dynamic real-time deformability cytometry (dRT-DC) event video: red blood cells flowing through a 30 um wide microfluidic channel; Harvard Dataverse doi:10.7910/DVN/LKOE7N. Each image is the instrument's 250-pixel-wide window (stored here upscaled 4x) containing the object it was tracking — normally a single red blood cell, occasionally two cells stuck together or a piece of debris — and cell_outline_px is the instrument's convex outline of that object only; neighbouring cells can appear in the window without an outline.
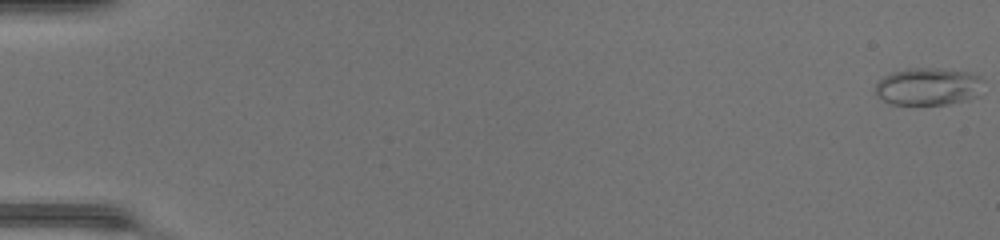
{"species": "common noctule bat (a hibernating species)", "species_latin": "Nyctalus noctula", "temperature_condition": "warm", "stored_images_in_passage": 49, "camera_frame_rate_fps": 3000, "um_per_image_px": 0.085, "animal": {"sex": "female", "body_mass_g": 17.0, "forearm_length_mm": 48.0}, "frame": {"image": 1, "passage_image": 1, "time_ms": 0.0, "image_size_px": [1000, 240], "cell_outline_px": [[980, 76], [968, 96], [960, 100], [948, 104], [892, 104], [884, 100], [876, 92], [876, 84], [884, 76], [892, 72], [916, 68], [920, 68], [964, 72]], "centroid_in_image_um": [78.68, 7.35], "position_along_channel_um": 6.3, "area_um2": 21.68}}
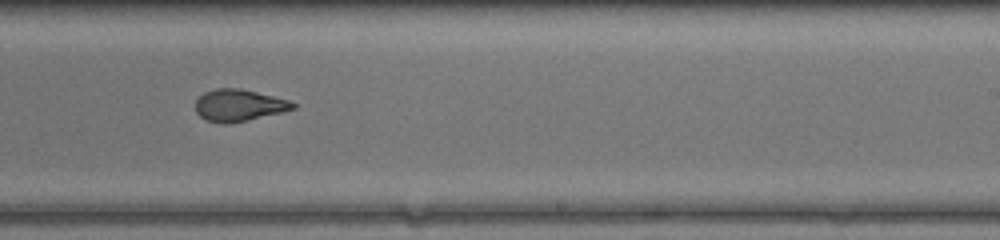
{"frame": {"image": 2, "passage_image": 32, "time_ms": 10.333, "image_size_px": [1000, 240], "cell_outline_px": [[296, 108], [248, 120], [224, 124], [208, 120], [200, 116], [196, 112], [196, 100], [204, 92], [216, 88], [240, 88], [288, 100], [296, 104]], "centroid_in_image_um": [20.28, 8.94], "position_along_channel_um": 268.7, "area_um2": 17.8}}
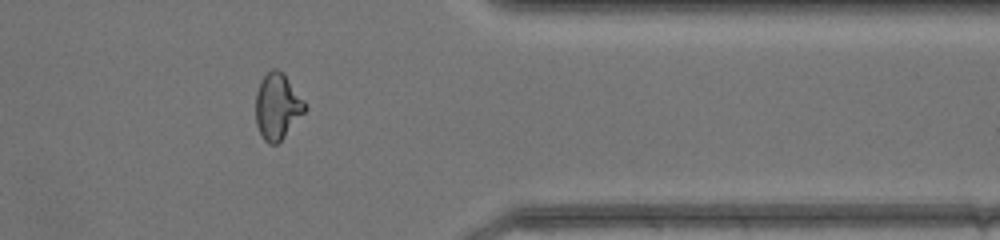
{"frame": {"image": 3, "passage_image": 41, "time_ms": 13.333, "image_size_px": [1000, 240], "cell_outline_px": [[304, 112], [284, 136], [276, 144], [268, 144], [264, 140], [256, 124], [256, 92], [260, 80], [272, 68], [276, 68], [284, 72], [304, 100]], "centroid_in_image_um": [23.55, 9.0], "position_along_channel_um": 387.8, "area_um2": 18.73}, "authors_computed_cell_mechanics": {"area_um2": 19.1318, "velocity_mm_per_s": 4.3692, "shape_relaxation_time_tau1_ms": null, "shape_relaxation_time_tau2_ms": 0.9618, "deformation_change_tau1": null, "deformation_change_tau2": 0.0705}}